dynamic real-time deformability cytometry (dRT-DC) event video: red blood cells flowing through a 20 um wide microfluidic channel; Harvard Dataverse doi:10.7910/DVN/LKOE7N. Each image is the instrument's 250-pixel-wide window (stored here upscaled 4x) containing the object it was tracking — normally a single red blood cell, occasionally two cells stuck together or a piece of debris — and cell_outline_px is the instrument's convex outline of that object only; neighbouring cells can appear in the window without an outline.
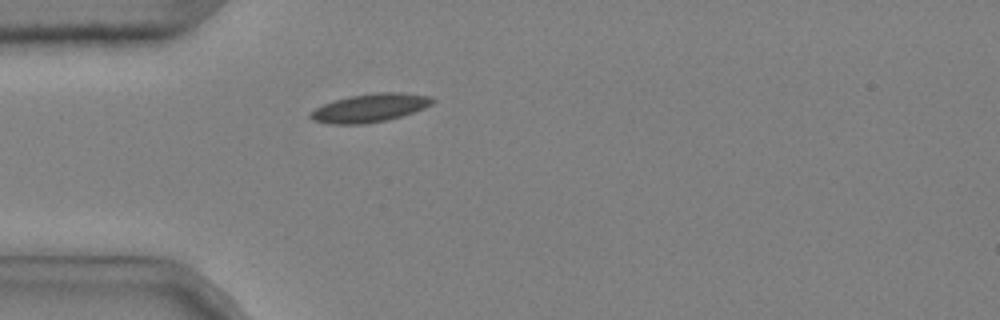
{"species": "common noctule bat (a hibernating species)", "species_latin": "Nyctalus noctula", "temperature_condition": "cold", "stored_images_in_passage": 1, "camera_frame_rate_fps": 3000, "um_per_image_px": 0.085, "animal": {"sex": "male", "body_mass_g": 20.4}, "frame": {"image": 1, "passage_image": 1, "time_ms": 0.0, "image_size_px": [1000, 320], "cell_outline_px": [[436, 100], [432, 104], [424, 108], [388, 120], [364, 124], [332, 124], [312, 120], [308, 116], [308, 112], [324, 104], [348, 96], [376, 92], [400, 92], [432, 96]], "centroid_in_image_um": [31.44, 9.17], "position_along_channel_um": 53.6, "area_um2": 20.23}}